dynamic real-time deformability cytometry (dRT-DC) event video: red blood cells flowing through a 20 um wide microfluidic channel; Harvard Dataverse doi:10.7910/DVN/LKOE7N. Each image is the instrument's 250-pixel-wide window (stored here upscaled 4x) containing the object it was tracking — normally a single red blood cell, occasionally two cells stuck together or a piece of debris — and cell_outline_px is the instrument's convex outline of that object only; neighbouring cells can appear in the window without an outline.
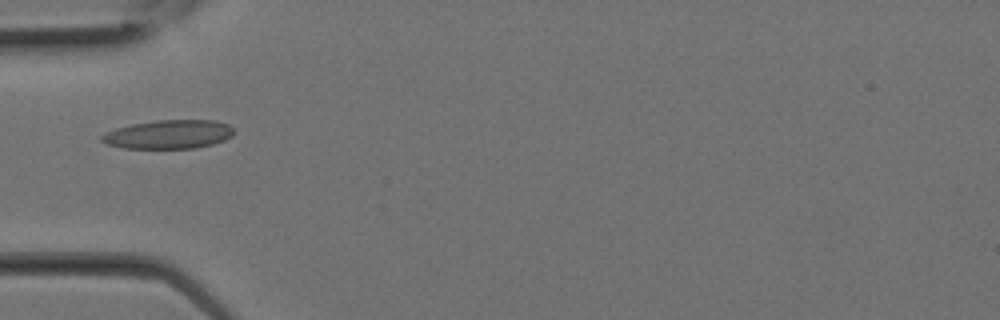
{"species": "Egyptian fruit bat (a non-hibernating species)", "species_latin": "Rousettus aegyptiacus", "temperature_condition": "room temperature", "stored_images_in_passage": 2, "camera_frame_rate_fps": 3000, "um_per_image_px": 0.085, "animal": {"sex": "female"}, "frame": {"image": 1, "passage_image": 1, "time_ms": 0.0, "image_size_px": [1000, 320], "cell_outline_px": [[236, 132], [232, 136], [224, 140], [212, 144], [196, 148], [124, 148], [108, 144], [100, 140], [100, 136], [104, 132], [116, 128], [132, 124], [156, 120], [216, 120], [228, 124]], "centroid_in_image_um": [14.34, 11.41], "position_along_channel_um": 70.7, "area_um2": 22.25}}